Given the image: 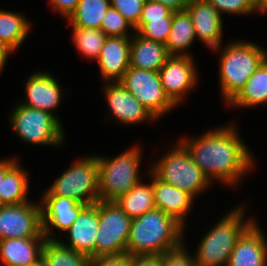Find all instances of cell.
Here are the masks:
<instances>
[{
	"label": "cell",
	"instance_id": "obj_1",
	"mask_svg": "<svg viewBox=\"0 0 267 266\" xmlns=\"http://www.w3.org/2000/svg\"><path fill=\"white\" fill-rule=\"evenodd\" d=\"M235 126L230 123L211 129L195 139H180L208 180L223 182L227 187L236 186L255 162L247 146L240 140Z\"/></svg>",
	"mask_w": 267,
	"mask_h": 266
},
{
	"label": "cell",
	"instance_id": "obj_2",
	"mask_svg": "<svg viewBox=\"0 0 267 266\" xmlns=\"http://www.w3.org/2000/svg\"><path fill=\"white\" fill-rule=\"evenodd\" d=\"M184 227L160 209L132 219L126 252L134 255H162L184 243Z\"/></svg>",
	"mask_w": 267,
	"mask_h": 266
},
{
	"label": "cell",
	"instance_id": "obj_3",
	"mask_svg": "<svg viewBox=\"0 0 267 266\" xmlns=\"http://www.w3.org/2000/svg\"><path fill=\"white\" fill-rule=\"evenodd\" d=\"M219 53L220 90L228 104L267 59V52L255 43L237 40L230 42Z\"/></svg>",
	"mask_w": 267,
	"mask_h": 266
},
{
	"label": "cell",
	"instance_id": "obj_4",
	"mask_svg": "<svg viewBox=\"0 0 267 266\" xmlns=\"http://www.w3.org/2000/svg\"><path fill=\"white\" fill-rule=\"evenodd\" d=\"M244 206L228 212L204 235L194 258L197 266H227L238 239L255 222L244 221Z\"/></svg>",
	"mask_w": 267,
	"mask_h": 266
},
{
	"label": "cell",
	"instance_id": "obj_5",
	"mask_svg": "<svg viewBox=\"0 0 267 266\" xmlns=\"http://www.w3.org/2000/svg\"><path fill=\"white\" fill-rule=\"evenodd\" d=\"M141 155L137 145L113 159L96 155L99 201L114 202L141 181Z\"/></svg>",
	"mask_w": 267,
	"mask_h": 266
},
{
	"label": "cell",
	"instance_id": "obj_6",
	"mask_svg": "<svg viewBox=\"0 0 267 266\" xmlns=\"http://www.w3.org/2000/svg\"><path fill=\"white\" fill-rule=\"evenodd\" d=\"M174 149L158 160L150 171L160 180L191 194L194 198L209 188L211 182L195 164L189 151L179 141Z\"/></svg>",
	"mask_w": 267,
	"mask_h": 266
},
{
	"label": "cell",
	"instance_id": "obj_7",
	"mask_svg": "<svg viewBox=\"0 0 267 266\" xmlns=\"http://www.w3.org/2000/svg\"><path fill=\"white\" fill-rule=\"evenodd\" d=\"M12 130L33 145H62L64 128L53 114L18 103L10 116Z\"/></svg>",
	"mask_w": 267,
	"mask_h": 266
},
{
	"label": "cell",
	"instance_id": "obj_8",
	"mask_svg": "<svg viewBox=\"0 0 267 266\" xmlns=\"http://www.w3.org/2000/svg\"><path fill=\"white\" fill-rule=\"evenodd\" d=\"M44 195L67 197L84 205L99 201L96 155L75 162L54 181Z\"/></svg>",
	"mask_w": 267,
	"mask_h": 266
},
{
	"label": "cell",
	"instance_id": "obj_9",
	"mask_svg": "<svg viewBox=\"0 0 267 266\" xmlns=\"http://www.w3.org/2000/svg\"><path fill=\"white\" fill-rule=\"evenodd\" d=\"M96 257L126 252L132 219L115 203L98 201Z\"/></svg>",
	"mask_w": 267,
	"mask_h": 266
},
{
	"label": "cell",
	"instance_id": "obj_10",
	"mask_svg": "<svg viewBox=\"0 0 267 266\" xmlns=\"http://www.w3.org/2000/svg\"><path fill=\"white\" fill-rule=\"evenodd\" d=\"M119 82L156 120L176 106L165 94L158 71L129 67Z\"/></svg>",
	"mask_w": 267,
	"mask_h": 266
},
{
	"label": "cell",
	"instance_id": "obj_11",
	"mask_svg": "<svg viewBox=\"0 0 267 266\" xmlns=\"http://www.w3.org/2000/svg\"><path fill=\"white\" fill-rule=\"evenodd\" d=\"M5 238H46L42 228L41 204L28 201L0 205V240Z\"/></svg>",
	"mask_w": 267,
	"mask_h": 266
},
{
	"label": "cell",
	"instance_id": "obj_12",
	"mask_svg": "<svg viewBox=\"0 0 267 266\" xmlns=\"http://www.w3.org/2000/svg\"><path fill=\"white\" fill-rule=\"evenodd\" d=\"M158 72L165 94L176 106L197 85L192 56L171 55Z\"/></svg>",
	"mask_w": 267,
	"mask_h": 266
},
{
	"label": "cell",
	"instance_id": "obj_13",
	"mask_svg": "<svg viewBox=\"0 0 267 266\" xmlns=\"http://www.w3.org/2000/svg\"><path fill=\"white\" fill-rule=\"evenodd\" d=\"M103 87L110 114L122 124L157 121L120 82H105Z\"/></svg>",
	"mask_w": 267,
	"mask_h": 266
},
{
	"label": "cell",
	"instance_id": "obj_14",
	"mask_svg": "<svg viewBox=\"0 0 267 266\" xmlns=\"http://www.w3.org/2000/svg\"><path fill=\"white\" fill-rule=\"evenodd\" d=\"M39 202L43 234L48 240H54V237H51L52 229L66 232L87 206L73 199L54 195H43Z\"/></svg>",
	"mask_w": 267,
	"mask_h": 266
},
{
	"label": "cell",
	"instance_id": "obj_15",
	"mask_svg": "<svg viewBox=\"0 0 267 266\" xmlns=\"http://www.w3.org/2000/svg\"><path fill=\"white\" fill-rule=\"evenodd\" d=\"M194 26L195 36L208 48L221 50L223 22L221 14L207 0H191L186 8Z\"/></svg>",
	"mask_w": 267,
	"mask_h": 266
},
{
	"label": "cell",
	"instance_id": "obj_16",
	"mask_svg": "<svg viewBox=\"0 0 267 266\" xmlns=\"http://www.w3.org/2000/svg\"><path fill=\"white\" fill-rule=\"evenodd\" d=\"M129 37L108 36L97 59L105 82H119L130 67Z\"/></svg>",
	"mask_w": 267,
	"mask_h": 266
},
{
	"label": "cell",
	"instance_id": "obj_17",
	"mask_svg": "<svg viewBox=\"0 0 267 266\" xmlns=\"http://www.w3.org/2000/svg\"><path fill=\"white\" fill-rule=\"evenodd\" d=\"M99 226L98 202L87 205L75 219L70 228L66 231L69 236V243L64 246L73 249L78 253L87 255L90 258L96 257V235Z\"/></svg>",
	"mask_w": 267,
	"mask_h": 266
},
{
	"label": "cell",
	"instance_id": "obj_18",
	"mask_svg": "<svg viewBox=\"0 0 267 266\" xmlns=\"http://www.w3.org/2000/svg\"><path fill=\"white\" fill-rule=\"evenodd\" d=\"M25 90L27 101L20 104L49 112L58 119L52 111L57 109L61 102L62 87L49 72L40 71L30 75L25 83Z\"/></svg>",
	"mask_w": 267,
	"mask_h": 266
},
{
	"label": "cell",
	"instance_id": "obj_19",
	"mask_svg": "<svg viewBox=\"0 0 267 266\" xmlns=\"http://www.w3.org/2000/svg\"><path fill=\"white\" fill-rule=\"evenodd\" d=\"M255 221L238 239L227 266H267V241Z\"/></svg>",
	"mask_w": 267,
	"mask_h": 266
},
{
	"label": "cell",
	"instance_id": "obj_20",
	"mask_svg": "<svg viewBox=\"0 0 267 266\" xmlns=\"http://www.w3.org/2000/svg\"><path fill=\"white\" fill-rule=\"evenodd\" d=\"M149 173L152 175L155 207L173 217L185 228L186 213L190 211L194 197L188 192L158 179L151 171Z\"/></svg>",
	"mask_w": 267,
	"mask_h": 266
},
{
	"label": "cell",
	"instance_id": "obj_21",
	"mask_svg": "<svg viewBox=\"0 0 267 266\" xmlns=\"http://www.w3.org/2000/svg\"><path fill=\"white\" fill-rule=\"evenodd\" d=\"M47 238H5L0 240V266H29L42 257ZM3 263V264H2Z\"/></svg>",
	"mask_w": 267,
	"mask_h": 266
},
{
	"label": "cell",
	"instance_id": "obj_22",
	"mask_svg": "<svg viewBox=\"0 0 267 266\" xmlns=\"http://www.w3.org/2000/svg\"><path fill=\"white\" fill-rule=\"evenodd\" d=\"M134 33L135 35L133 34L130 40V67L148 71H159L171 56L166 45L144 39L136 32Z\"/></svg>",
	"mask_w": 267,
	"mask_h": 266
},
{
	"label": "cell",
	"instance_id": "obj_23",
	"mask_svg": "<svg viewBox=\"0 0 267 266\" xmlns=\"http://www.w3.org/2000/svg\"><path fill=\"white\" fill-rule=\"evenodd\" d=\"M195 39L194 26L189 13L186 10L173 11L172 26L165 44L169 54L191 56L187 51Z\"/></svg>",
	"mask_w": 267,
	"mask_h": 266
},
{
	"label": "cell",
	"instance_id": "obj_24",
	"mask_svg": "<svg viewBox=\"0 0 267 266\" xmlns=\"http://www.w3.org/2000/svg\"><path fill=\"white\" fill-rule=\"evenodd\" d=\"M267 103V59L250 76L244 87L227 104L241 107H253Z\"/></svg>",
	"mask_w": 267,
	"mask_h": 266
},
{
	"label": "cell",
	"instance_id": "obj_25",
	"mask_svg": "<svg viewBox=\"0 0 267 266\" xmlns=\"http://www.w3.org/2000/svg\"><path fill=\"white\" fill-rule=\"evenodd\" d=\"M29 180L27 171L18 162L5 174L0 185V205H16L28 202Z\"/></svg>",
	"mask_w": 267,
	"mask_h": 266
},
{
	"label": "cell",
	"instance_id": "obj_26",
	"mask_svg": "<svg viewBox=\"0 0 267 266\" xmlns=\"http://www.w3.org/2000/svg\"><path fill=\"white\" fill-rule=\"evenodd\" d=\"M131 219L140 217L147 211L155 209L152 182H138L127 193L114 201Z\"/></svg>",
	"mask_w": 267,
	"mask_h": 266
},
{
	"label": "cell",
	"instance_id": "obj_27",
	"mask_svg": "<svg viewBox=\"0 0 267 266\" xmlns=\"http://www.w3.org/2000/svg\"><path fill=\"white\" fill-rule=\"evenodd\" d=\"M111 0H80L68 21L72 27L101 29Z\"/></svg>",
	"mask_w": 267,
	"mask_h": 266
},
{
	"label": "cell",
	"instance_id": "obj_28",
	"mask_svg": "<svg viewBox=\"0 0 267 266\" xmlns=\"http://www.w3.org/2000/svg\"><path fill=\"white\" fill-rule=\"evenodd\" d=\"M30 23L21 13L0 10V41L15 51L25 41Z\"/></svg>",
	"mask_w": 267,
	"mask_h": 266
},
{
	"label": "cell",
	"instance_id": "obj_29",
	"mask_svg": "<svg viewBox=\"0 0 267 266\" xmlns=\"http://www.w3.org/2000/svg\"><path fill=\"white\" fill-rule=\"evenodd\" d=\"M42 257L48 266H88L90 257L64 246L59 239L45 242Z\"/></svg>",
	"mask_w": 267,
	"mask_h": 266
},
{
	"label": "cell",
	"instance_id": "obj_30",
	"mask_svg": "<svg viewBox=\"0 0 267 266\" xmlns=\"http://www.w3.org/2000/svg\"><path fill=\"white\" fill-rule=\"evenodd\" d=\"M73 28V42L79 53L91 59L97 60L100 51L108 37L101 29Z\"/></svg>",
	"mask_w": 267,
	"mask_h": 266
},
{
	"label": "cell",
	"instance_id": "obj_31",
	"mask_svg": "<svg viewBox=\"0 0 267 266\" xmlns=\"http://www.w3.org/2000/svg\"><path fill=\"white\" fill-rule=\"evenodd\" d=\"M173 11L165 18L157 20H139L134 28L142 38L166 44L172 26Z\"/></svg>",
	"mask_w": 267,
	"mask_h": 266
},
{
	"label": "cell",
	"instance_id": "obj_32",
	"mask_svg": "<svg viewBox=\"0 0 267 266\" xmlns=\"http://www.w3.org/2000/svg\"><path fill=\"white\" fill-rule=\"evenodd\" d=\"M129 28L131 31L135 32L134 27L118 12V10L110 6L104 15L101 30H103L107 36L129 37L127 33Z\"/></svg>",
	"mask_w": 267,
	"mask_h": 266
},
{
	"label": "cell",
	"instance_id": "obj_33",
	"mask_svg": "<svg viewBox=\"0 0 267 266\" xmlns=\"http://www.w3.org/2000/svg\"><path fill=\"white\" fill-rule=\"evenodd\" d=\"M217 11L222 15L227 13L229 15H247L258 12L255 0H207Z\"/></svg>",
	"mask_w": 267,
	"mask_h": 266
},
{
	"label": "cell",
	"instance_id": "obj_34",
	"mask_svg": "<svg viewBox=\"0 0 267 266\" xmlns=\"http://www.w3.org/2000/svg\"><path fill=\"white\" fill-rule=\"evenodd\" d=\"M146 0H111V6L135 28L140 20Z\"/></svg>",
	"mask_w": 267,
	"mask_h": 266
},
{
	"label": "cell",
	"instance_id": "obj_35",
	"mask_svg": "<svg viewBox=\"0 0 267 266\" xmlns=\"http://www.w3.org/2000/svg\"><path fill=\"white\" fill-rule=\"evenodd\" d=\"M185 245L166 251L162 254V266H197L194 256H190Z\"/></svg>",
	"mask_w": 267,
	"mask_h": 266
},
{
	"label": "cell",
	"instance_id": "obj_36",
	"mask_svg": "<svg viewBox=\"0 0 267 266\" xmlns=\"http://www.w3.org/2000/svg\"><path fill=\"white\" fill-rule=\"evenodd\" d=\"M173 10L168 6L154 1L146 0L140 20H157L167 17Z\"/></svg>",
	"mask_w": 267,
	"mask_h": 266
},
{
	"label": "cell",
	"instance_id": "obj_37",
	"mask_svg": "<svg viewBox=\"0 0 267 266\" xmlns=\"http://www.w3.org/2000/svg\"><path fill=\"white\" fill-rule=\"evenodd\" d=\"M131 256L127 252L90 258L88 266H130Z\"/></svg>",
	"mask_w": 267,
	"mask_h": 266
},
{
	"label": "cell",
	"instance_id": "obj_38",
	"mask_svg": "<svg viewBox=\"0 0 267 266\" xmlns=\"http://www.w3.org/2000/svg\"><path fill=\"white\" fill-rule=\"evenodd\" d=\"M52 4L53 11L59 12L65 18H69V16L75 11L80 0H49Z\"/></svg>",
	"mask_w": 267,
	"mask_h": 266
},
{
	"label": "cell",
	"instance_id": "obj_39",
	"mask_svg": "<svg viewBox=\"0 0 267 266\" xmlns=\"http://www.w3.org/2000/svg\"><path fill=\"white\" fill-rule=\"evenodd\" d=\"M130 266H162V255L131 256Z\"/></svg>",
	"mask_w": 267,
	"mask_h": 266
},
{
	"label": "cell",
	"instance_id": "obj_40",
	"mask_svg": "<svg viewBox=\"0 0 267 266\" xmlns=\"http://www.w3.org/2000/svg\"><path fill=\"white\" fill-rule=\"evenodd\" d=\"M162 3L168 6L173 11H183L186 10L191 0H148Z\"/></svg>",
	"mask_w": 267,
	"mask_h": 266
},
{
	"label": "cell",
	"instance_id": "obj_41",
	"mask_svg": "<svg viewBox=\"0 0 267 266\" xmlns=\"http://www.w3.org/2000/svg\"><path fill=\"white\" fill-rule=\"evenodd\" d=\"M14 159H0V185L1 180L5 177V174L17 163Z\"/></svg>",
	"mask_w": 267,
	"mask_h": 266
},
{
	"label": "cell",
	"instance_id": "obj_42",
	"mask_svg": "<svg viewBox=\"0 0 267 266\" xmlns=\"http://www.w3.org/2000/svg\"><path fill=\"white\" fill-rule=\"evenodd\" d=\"M13 52V50L7 46L4 42L0 41V74L4 69L8 56Z\"/></svg>",
	"mask_w": 267,
	"mask_h": 266
},
{
	"label": "cell",
	"instance_id": "obj_43",
	"mask_svg": "<svg viewBox=\"0 0 267 266\" xmlns=\"http://www.w3.org/2000/svg\"><path fill=\"white\" fill-rule=\"evenodd\" d=\"M255 5L258 13H266L267 12V0H255Z\"/></svg>",
	"mask_w": 267,
	"mask_h": 266
},
{
	"label": "cell",
	"instance_id": "obj_44",
	"mask_svg": "<svg viewBox=\"0 0 267 266\" xmlns=\"http://www.w3.org/2000/svg\"><path fill=\"white\" fill-rule=\"evenodd\" d=\"M29 266H48L43 257H40L36 262Z\"/></svg>",
	"mask_w": 267,
	"mask_h": 266
}]
</instances>
